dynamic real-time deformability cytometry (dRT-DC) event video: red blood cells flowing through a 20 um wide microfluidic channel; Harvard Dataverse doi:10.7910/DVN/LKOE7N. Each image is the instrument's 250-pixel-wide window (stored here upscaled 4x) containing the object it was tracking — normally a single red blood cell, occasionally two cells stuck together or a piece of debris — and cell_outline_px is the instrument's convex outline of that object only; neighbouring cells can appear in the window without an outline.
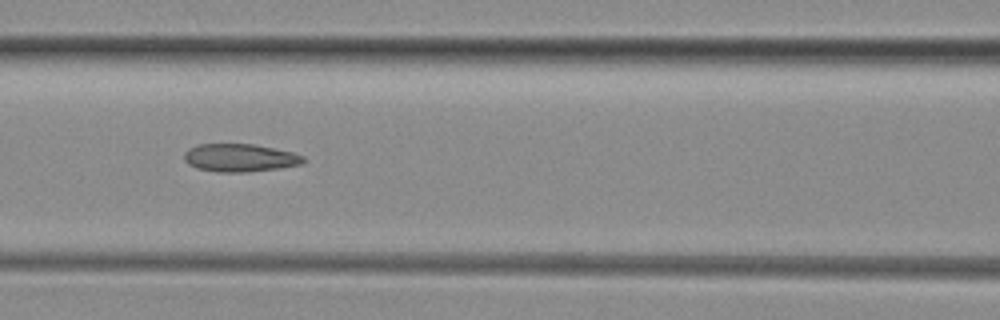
{"species": "common noctule bat (a hibernating species)", "species_latin": "Nyctalus noctula", "temperature_condition": "room temperature", "stored_images_in_passage": 34, "camera_frame_rate_fps": 3000, "um_per_image_px": 0.085, "animal": {"sex": "female", "body_mass_g": 29.2, "forearm_length_mm": 56.3}, "frame": {"image": 1, "passage_image": 6, "time_ms": 1.667, "image_size_px": [1000, 320], "cell_outline_px": [[308, 160], [304, 164], [280, 168], [248, 172], [216, 172], [196, 168], [188, 164], [184, 160], [184, 152], [188, 148], [200, 144], [252, 144], [292, 152], [304, 156]], "centroid_in_image_um": [20.41, 13.42], "position_along_channel_um": 146.2, "area_um2": 19.59}}
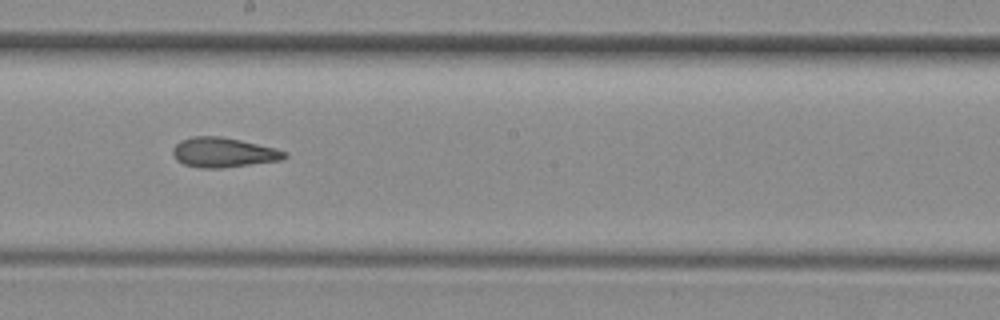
{"frame": {"image": 2, "passage_image": 12, "time_ms": 3.667, "image_size_px": [1000, 320], "cell_outline_px": [[288, 156], [284, 160], [220, 168], [200, 168], [184, 164], [176, 160], [172, 152], [172, 148], [180, 140], [192, 136], [220, 136], [240, 140], [276, 148], [288, 152]], "centroid_in_image_um": [19.0, 12.96], "position_along_channel_um": 229.2, "area_um2": 19.54}}
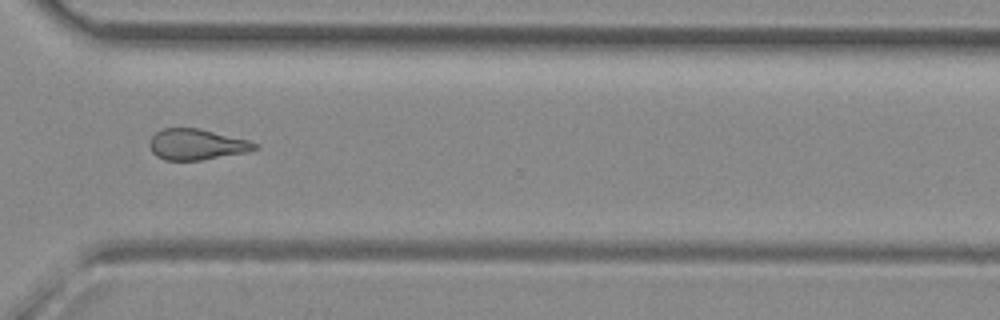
{"frame": {"image": 3, "passage_image": 21, "time_ms": 6.667, "image_size_px": [1000, 320], "cell_outline_px": [[260, 148], [248, 152], [200, 160], [164, 160], [156, 156], [152, 152], [148, 144], [152, 136], [156, 132], [164, 128], [200, 128], [248, 140], [256, 144]], "centroid_in_image_um": [16.7, 12.28], "position_along_channel_um": 353.9, "area_um2": 18.96}}